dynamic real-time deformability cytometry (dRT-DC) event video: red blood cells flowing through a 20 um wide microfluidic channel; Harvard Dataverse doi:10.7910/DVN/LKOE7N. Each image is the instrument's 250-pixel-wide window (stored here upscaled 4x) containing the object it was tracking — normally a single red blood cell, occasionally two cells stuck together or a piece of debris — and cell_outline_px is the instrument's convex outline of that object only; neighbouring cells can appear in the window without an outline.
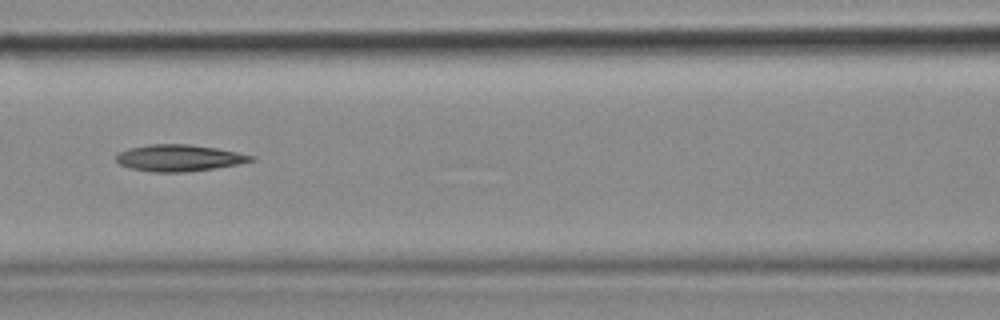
{"species": "common noctule bat (a hibernating species)", "species_latin": "Nyctalus noctula", "temperature_condition": "cold", "stored_images_in_passage": 50, "camera_frame_rate_fps": 3000, "um_per_image_px": 0.085, "animal": {"sex": "female", "body_mass_g": 18.4}, "frame": {"image": 1, "passage_image": 22, "time_ms": 7.0, "image_size_px": [1000, 320], "cell_outline_px": [[256, 160], [216, 168], [184, 172], [152, 172], [132, 168], [120, 164], [116, 160], [116, 156], [120, 152], [128, 148], [148, 144], [188, 144], [216, 148], [256, 156]], "centroid_in_image_um": [15.23, 13.42], "position_along_channel_um": 151.4, "area_um2": 20.81}}